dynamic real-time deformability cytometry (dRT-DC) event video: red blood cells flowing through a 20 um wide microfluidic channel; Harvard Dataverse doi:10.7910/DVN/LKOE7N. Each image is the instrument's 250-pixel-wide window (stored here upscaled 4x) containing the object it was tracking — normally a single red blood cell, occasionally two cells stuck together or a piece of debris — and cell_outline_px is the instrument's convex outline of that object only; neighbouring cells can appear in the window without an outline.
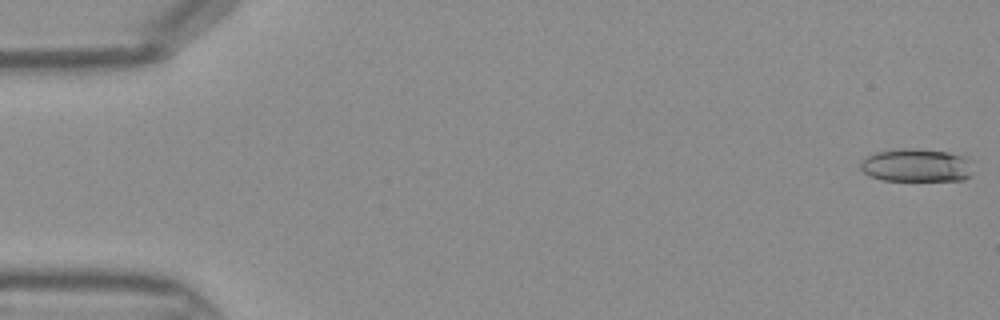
{"species": "Egyptian fruit bat (a non-hibernating species)", "species_latin": "Rousettus aegyptiacus", "temperature_condition": "warm", "stored_images_in_passage": 10, "camera_frame_rate_fps": 3000, "um_per_image_px": 0.085, "frame": {"image": 1, "passage_image": 1, "time_ms": 0.0, "image_size_px": [1000, 320], "cell_outline_px": [[972, 172], [964, 180], [884, 180], [868, 176], [860, 168], [860, 164], [868, 156], [876, 152], [900, 148], [908, 148], [948, 152], [968, 156], [972, 160]], "centroid_in_image_um": [77.94, 14.05], "position_along_channel_um": 7.1, "area_um2": 21.85}}